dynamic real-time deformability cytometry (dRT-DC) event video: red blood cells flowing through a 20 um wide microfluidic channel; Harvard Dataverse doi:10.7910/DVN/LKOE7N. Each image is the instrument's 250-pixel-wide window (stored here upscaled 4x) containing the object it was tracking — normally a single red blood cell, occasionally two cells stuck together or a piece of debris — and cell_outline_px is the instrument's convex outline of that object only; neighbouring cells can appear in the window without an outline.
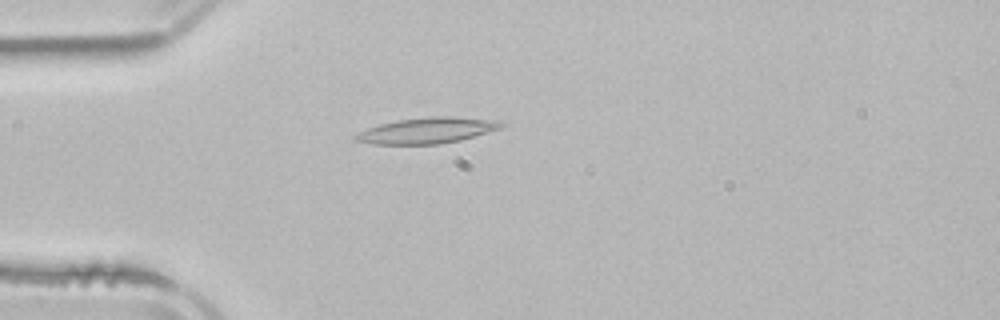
{"species": "common noctule bat (a hibernating species)", "species_latin": "Nyctalus noctula", "temperature_condition": "room temperature", "stored_images_in_passage": 1, "camera_frame_rate_fps": 3000, "um_per_image_px": 0.085, "animal": {"sex": "male", "body_mass_g": 21.5, "forearm_length_mm": 52.0}, "frame": {"image": 1, "passage_image": 1, "time_ms": 0.0, "image_size_px": [1000, 320], "cell_outline_px": [[504, 124], [500, 128], [460, 140], [440, 144], [376, 144], [356, 140], [352, 136], [368, 128], [380, 124], [396, 120], [428, 116], [456, 116], [496, 120]], "centroid_in_image_um": [36.3, 11.08], "position_along_channel_um": 48.7, "area_um2": 21.79}}